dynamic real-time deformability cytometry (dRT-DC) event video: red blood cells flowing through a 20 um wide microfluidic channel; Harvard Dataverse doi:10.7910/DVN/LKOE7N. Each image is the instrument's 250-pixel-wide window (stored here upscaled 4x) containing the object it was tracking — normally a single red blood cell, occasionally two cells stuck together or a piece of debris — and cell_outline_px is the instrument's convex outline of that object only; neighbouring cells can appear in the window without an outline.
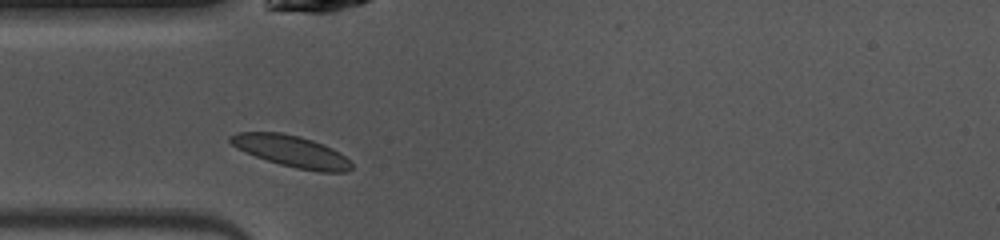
{"species": "common noctule bat (a hibernating species)", "species_latin": "Nyctalus noctula", "temperature_condition": "warm", "stored_images_in_passage": 36, "camera_frame_rate_fps": 3000, "um_per_image_px": 0.085, "animal": {"sex": "female", "body_mass_g": 10.0, "forearm_length_mm": 53.1}, "frame": {"image": 1, "passage_image": 1, "time_ms": 0.0, "image_size_px": [1000, 240], "cell_outline_px": [[352, 168], [348, 172], [320, 172], [296, 168], [280, 164], [256, 156], [236, 148], [228, 140], [228, 136], [236, 132], [280, 132], [300, 136], [324, 144], [340, 152], [352, 164]], "centroid_in_image_um": [24.77, 12.85], "position_along_channel_um": 60.2, "area_um2": 22.25}}
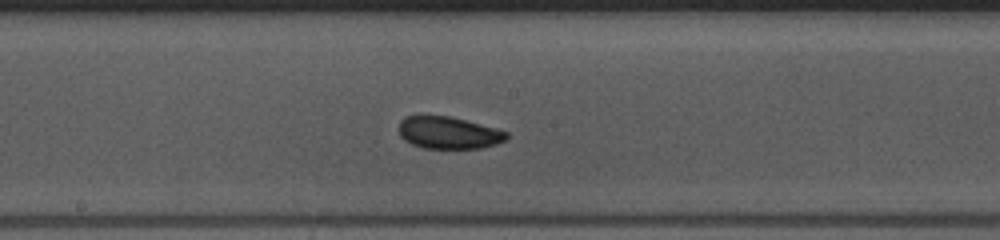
{"frame": {"image": 2, "passage_image": 12, "time_ms": 3.667, "image_size_px": [1000, 240], "cell_outline_px": [[508, 136], [504, 140], [496, 144], [480, 148], [424, 148], [412, 144], [404, 140], [400, 136], [396, 128], [400, 120], [404, 116], [448, 116], [496, 128], [508, 132]], "centroid_in_image_um": [38.07, 11.28], "position_along_channel_um": 210.1, "area_um2": 20.17}}
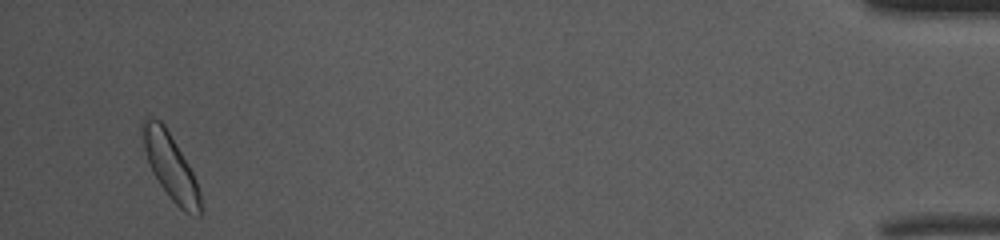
{"frame": {"image": 3, "passage_image": 34, "time_ms": 11.0, "image_size_px": [1000, 240], "cell_outline_px": [[200, 216], [196, 216], [184, 212], [172, 200], [160, 184], [152, 172], [140, 136], [140, 124], [144, 120], [160, 120], [164, 124], [188, 164], [196, 180], [200, 192]], "centroid_in_image_um": [14.48, 14.16], "position_along_channel_um": 420.7, "area_um2": 21.73}, "authors_computed_cell_mechanics": {"area_um2": 20.6057, "velocity_mm_per_s": 4.0635, "shape_relaxation_time_tau1_ms": 3.1986, "shape_relaxation_time_tau2_ms": null, "deformation_change_tau1": 0.0799, "deformation_change_tau2": null}}